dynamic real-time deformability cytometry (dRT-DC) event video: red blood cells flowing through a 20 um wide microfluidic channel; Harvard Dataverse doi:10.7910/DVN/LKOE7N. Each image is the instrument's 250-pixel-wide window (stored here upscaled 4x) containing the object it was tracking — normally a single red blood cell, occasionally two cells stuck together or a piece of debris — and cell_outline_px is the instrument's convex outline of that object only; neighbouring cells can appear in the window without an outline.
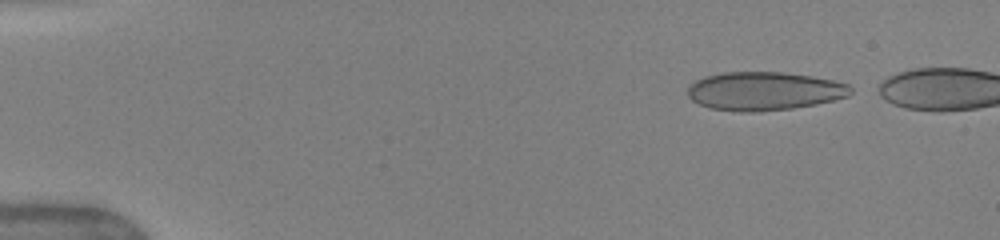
{"species": "human", "species_latin": "Homo sapiens", "temperature_condition": "warm", "stored_images_in_passage": 35, "camera_frame_rate_fps": 3000, "um_per_image_px": 0.085, "donor": {"sex": "female"}, "frame": {"image": 1, "passage_image": 1, "time_ms": 0.0, "image_size_px": [1000, 240], "cell_outline_px": [[852, 92], [848, 96], [816, 104], [792, 108], [752, 112], [740, 112], [708, 108], [692, 100], [688, 96], [688, 84], [704, 76], [724, 72], [784, 72], [812, 76], [832, 80], [848, 84], [852, 88]], "centroid_in_image_um": [64.93, 7.74], "position_along_channel_um": 20.1, "area_um2": 36.65}}
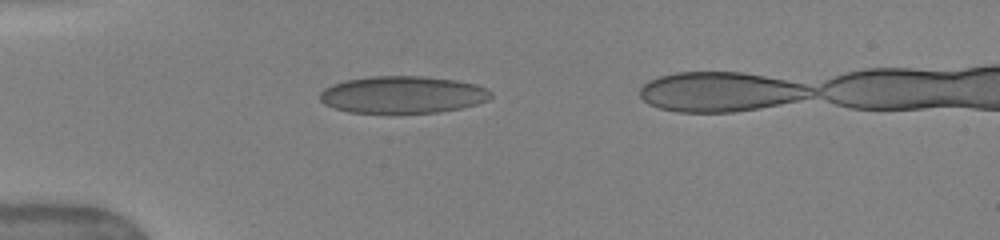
{"frame": {"image": 2, "passage_image": 13, "time_ms": 3.0, "image_size_px": [1000, 240], "cell_outline_px": [[492, 96], [488, 100], [476, 104], [460, 108], [440, 112], [348, 112], [324, 104], [320, 100], [320, 92], [324, 88], [332, 84], [344, 80], [372, 76], [424, 76], [456, 80], [476, 84], [488, 88], [492, 92]], "centroid_in_image_um": [34.24, 8.03], "position_along_channel_um": 50.8, "area_um2": 36.99}}
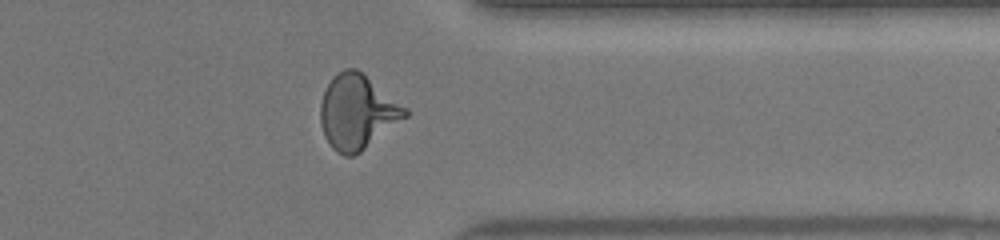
{"frame": {"image": 3, "passage_image": 32, "time_ms": 11.667, "image_size_px": [1000, 240], "cell_outline_px": [[408, 116], [360, 152], [352, 156], [344, 156], [336, 152], [332, 148], [324, 136], [320, 124], [320, 104], [324, 92], [332, 76], [336, 72], [344, 68], [356, 68], [364, 72], [408, 108]], "centroid_in_image_um": [30.37, 9.49], "position_along_channel_um": 381.0, "area_um2": 37.17}}